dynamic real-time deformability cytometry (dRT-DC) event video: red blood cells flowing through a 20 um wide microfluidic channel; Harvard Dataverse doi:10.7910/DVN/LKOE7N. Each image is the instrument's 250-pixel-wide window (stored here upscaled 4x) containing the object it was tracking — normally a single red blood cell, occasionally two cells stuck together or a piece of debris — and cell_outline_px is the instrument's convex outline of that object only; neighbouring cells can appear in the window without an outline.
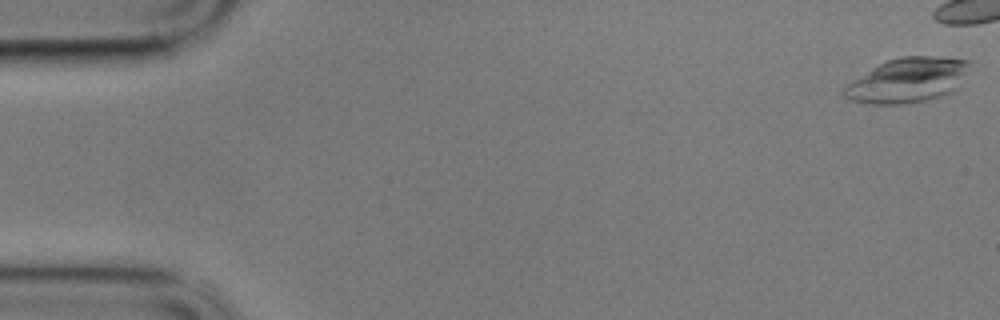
{"species": "common noctule bat (a hibernating species)", "species_latin": "Nyctalus noctula", "temperature_condition": "cold", "stored_images_in_passage": 10, "camera_frame_rate_fps": 3000, "um_per_image_px": 0.085, "animal": {"sex": "male", "body_mass_g": 17.9}, "frame": {"image": 1, "passage_image": 1, "time_ms": 0.0, "image_size_px": [1000, 320], "cell_outline_px": [[968, 64], [952, 92], [940, 96], [924, 100], [904, 104], [872, 104], [852, 100], [844, 96], [840, 92], [852, 80], [872, 68], [888, 60], [904, 56], [932, 56], [968, 60]], "centroid_in_image_um": [77.05, 6.83], "position_along_channel_um": 7.9, "area_um2": 31.73}}